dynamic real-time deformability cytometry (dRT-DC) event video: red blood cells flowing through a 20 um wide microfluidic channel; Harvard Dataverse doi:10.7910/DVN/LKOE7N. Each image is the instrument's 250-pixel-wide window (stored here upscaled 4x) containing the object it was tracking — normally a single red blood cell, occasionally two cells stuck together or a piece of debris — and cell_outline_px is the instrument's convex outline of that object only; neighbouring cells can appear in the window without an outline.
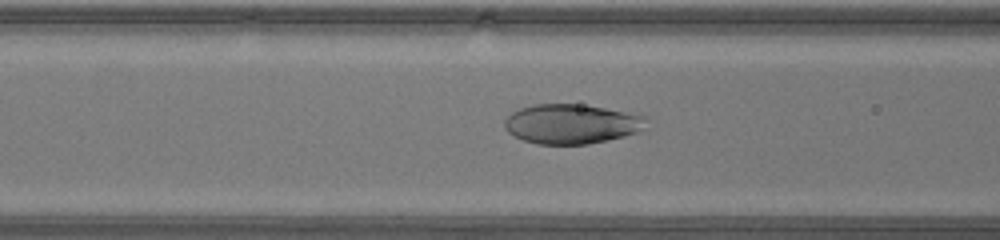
{"species": "human", "species_latin": "Homo sapiens", "temperature_condition": "warm", "stored_images_in_passage": 34, "camera_frame_rate_fps": 3000, "um_per_image_px": 0.085, "donor": {"sex": "male"}, "frame": {"image": 1, "passage_image": 7, "time_ms": 2.0, "image_size_px": [1000, 240], "cell_outline_px": [[648, 116], [644, 128], [636, 132], [624, 136], [608, 140], [588, 144], [536, 144], [524, 140], [508, 132], [504, 128], [504, 120], [512, 112], [520, 108], [532, 104], [576, 104], [604, 108]], "centroid_in_image_um": [48.56, 10.53], "position_along_channel_um": 118.0, "area_um2": 32.66}}
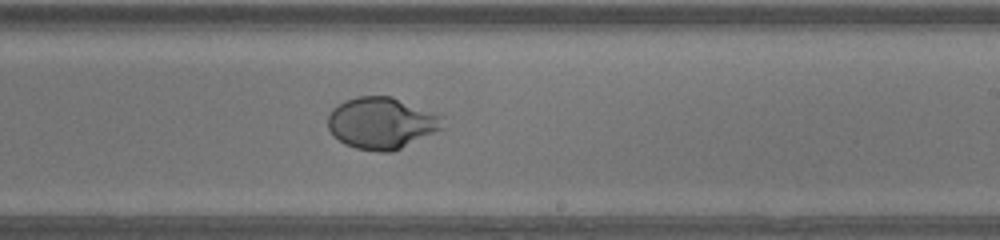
{"frame": {"image": 2, "passage_image": 16, "time_ms": 5.0, "image_size_px": [1000, 240], "cell_outline_px": [[444, 128], [392, 152], [376, 152], [356, 148], [344, 144], [332, 136], [328, 128], [328, 116], [332, 108], [344, 100], [356, 96], [392, 96], [444, 116]], "centroid_in_image_um": [32.42, 10.46], "position_along_channel_um": 256.6, "area_um2": 34.91}}
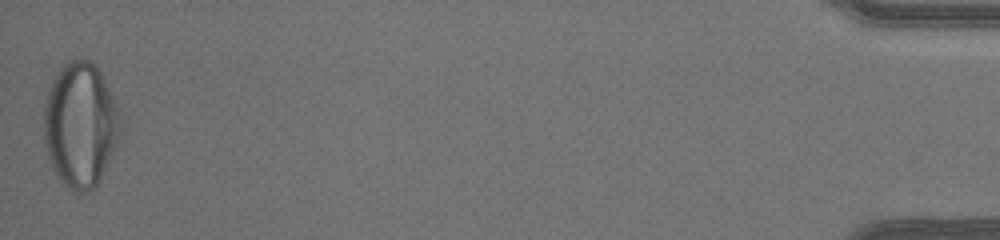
{"frame": {"image": 3, "passage_image": 34, "time_ms": 11.0, "image_size_px": [1000, 240], "cell_outline_px": [[124, 120], [116, 144], [100, 180], [88, 192], [72, 192], [60, 184], [52, 168], [48, 156], [44, 140], [44, 104], [52, 80], [60, 68], [68, 60], [76, 56], [84, 56], [92, 60], [108, 84], [120, 108]], "centroid_in_image_um": [6.85, 10.58], "position_along_channel_um": 428.4, "area_um2": 56.93}}